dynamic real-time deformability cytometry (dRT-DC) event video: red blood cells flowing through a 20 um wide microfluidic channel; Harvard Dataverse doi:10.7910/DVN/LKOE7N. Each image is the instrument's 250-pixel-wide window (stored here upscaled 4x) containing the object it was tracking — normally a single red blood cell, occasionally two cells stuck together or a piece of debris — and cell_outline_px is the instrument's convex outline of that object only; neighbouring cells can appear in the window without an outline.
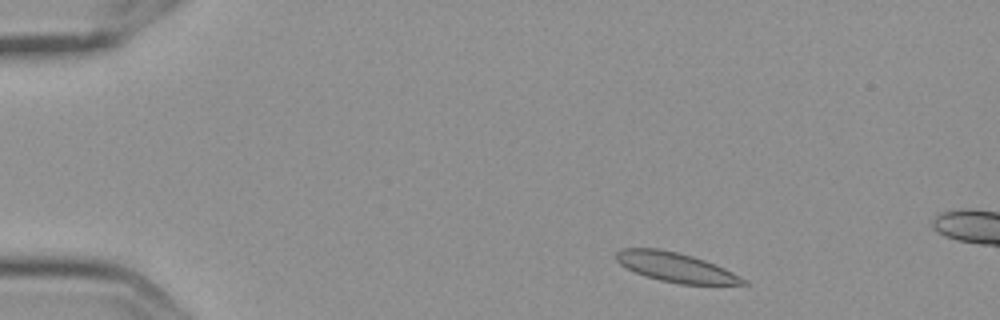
{"species": "Egyptian fruit bat (a non-hibernating species)", "species_latin": "Rousettus aegyptiacus", "temperature_condition": "cold", "stored_images_in_passage": 4, "camera_frame_rate_fps": 3000, "um_per_image_px": 0.085, "frame": {"image": 1, "passage_image": 2, "time_ms": 0.333, "image_size_px": [1000, 320], "cell_outline_px": [[748, 284], [680, 284], [660, 280], [644, 276], [620, 264], [616, 260], [616, 252], [620, 248], [656, 248], [676, 252], [692, 256], [704, 260], [724, 268], [748, 280]], "centroid_in_image_um": [57.42, 22.71], "position_along_channel_um": 27.6, "area_um2": 21.56}}